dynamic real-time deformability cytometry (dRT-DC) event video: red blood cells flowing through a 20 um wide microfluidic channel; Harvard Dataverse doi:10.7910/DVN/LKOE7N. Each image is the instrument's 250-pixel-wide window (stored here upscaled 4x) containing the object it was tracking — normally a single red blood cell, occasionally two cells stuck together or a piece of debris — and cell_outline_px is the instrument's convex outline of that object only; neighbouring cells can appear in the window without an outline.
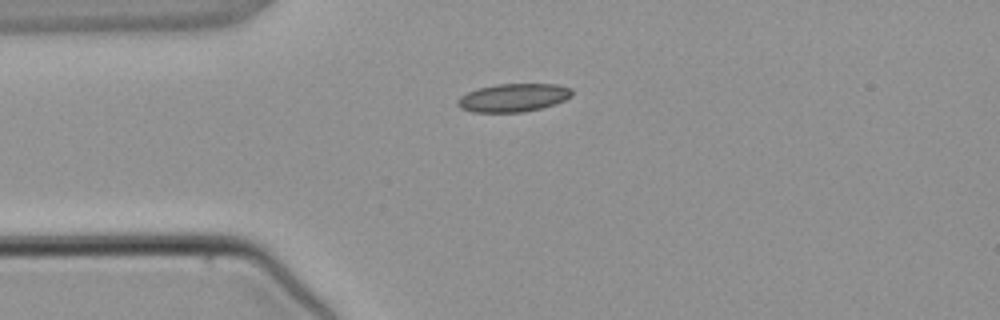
{"species": "common noctule bat (a hibernating species)", "species_latin": "Nyctalus noctula", "temperature_condition": "warm", "stored_images_in_passage": 2, "camera_frame_rate_fps": 3000, "um_per_image_px": 0.085, "animal": {"sex": "male", "body_mass_g": 21.5, "forearm_length_mm": 52.0}, "frame": {"image": 1, "passage_image": 1, "time_ms": 0.0, "image_size_px": [1000, 320], "cell_outline_px": [[572, 96], [564, 100], [540, 108], [524, 112], [472, 112], [460, 108], [456, 104], [456, 100], [460, 96], [468, 92], [480, 88], [496, 84], [556, 84], [572, 88]], "centroid_in_image_um": [43.61, 8.3], "position_along_channel_um": 41.4, "area_um2": 18.73}}